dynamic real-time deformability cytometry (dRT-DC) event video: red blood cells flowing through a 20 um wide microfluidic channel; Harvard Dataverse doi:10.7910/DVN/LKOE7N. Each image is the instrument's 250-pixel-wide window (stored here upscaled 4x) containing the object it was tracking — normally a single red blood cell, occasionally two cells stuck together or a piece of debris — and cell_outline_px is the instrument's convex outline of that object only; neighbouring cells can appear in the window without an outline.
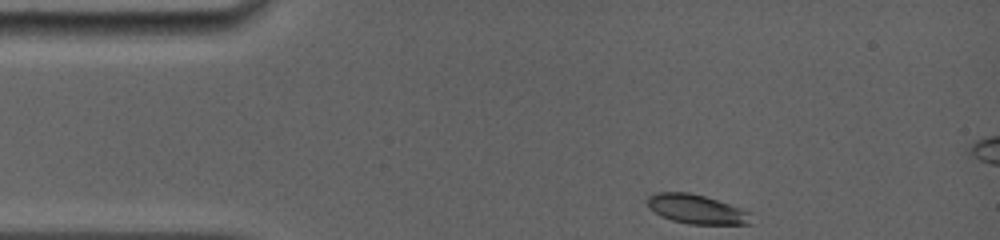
{"species": "common noctule bat (a hibernating species)", "species_latin": "Nyctalus noctula", "temperature_condition": "room temperature", "stored_images_in_passage": 33, "camera_frame_rate_fps": 5000, "um_per_image_px": 0.085, "animal": {"sex": "female", "body_mass_g": 19.0, "forearm_length_mm": 56.7}, "frame": {"image": 1, "passage_image": 1, "time_ms": 0.0, "image_size_px": [1000, 240], "cell_outline_px": [[752, 224], [688, 224], [672, 220], [648, 208], [648, 196], [656, 192], [688, 192], [704, 196], [740, 208], [748, 212]], "centroid_in_image_um": [59.18, 17.78], "position_along_channel_um": 25.8, "area_um2": 17.34}}
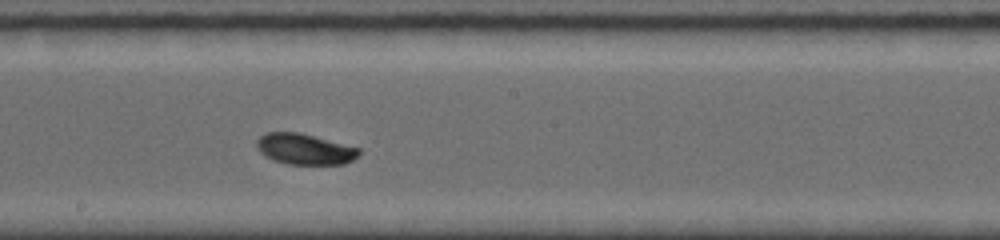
{"frame": {"image": 2, "passage_image": 18, "time_ms": 6.4, "image_size_px": [1000, 240], "cell_outline_px": [[360, 156], [344, 164], [288, 164], [276, 160], [260, 152], [256, 148], [256, 140], [260, 136], [268, 132], [300, 132], [360, 148]], "centroid_in_image_um": [25.92, 12.66], "position_along_channel_um": 222.3, "area_um2": 18.32}}
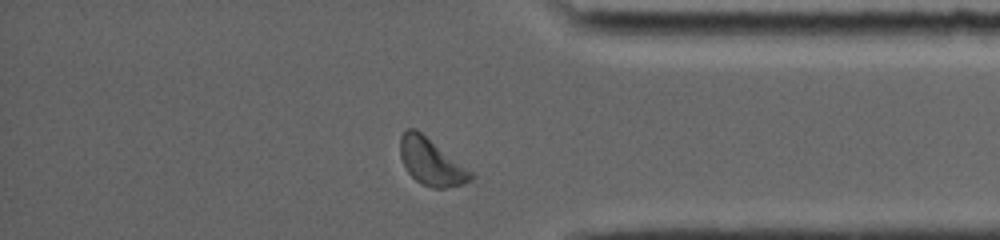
{"frame": {"image": 3, "passage_image": 31, "time_ms": 11.0, "image_size_px": [1000, 240], "cell_outline_px": [[472, 180], [464, 184], [444, 188], [432, 188], [420, 184], [408, 172], [400, 156], [400, 136], [408, 128], [416, 128], [472, 172]], "centroid_in_image_um": [36.63, 13.76], "position_along_channel_um": 398.6, "area_um2": 19.02}, "authors_computed_cell_mechanics": {"area_um2": 18.3226, "velocity_mm_per_s": 3.9125, "shape_relaxation_time_tau1_ms": 2.1353, "shape_relaxation_time_tau2_ms": null, "deformation_change_tau1": 0.0871, "deformation_change_tau2": null}}